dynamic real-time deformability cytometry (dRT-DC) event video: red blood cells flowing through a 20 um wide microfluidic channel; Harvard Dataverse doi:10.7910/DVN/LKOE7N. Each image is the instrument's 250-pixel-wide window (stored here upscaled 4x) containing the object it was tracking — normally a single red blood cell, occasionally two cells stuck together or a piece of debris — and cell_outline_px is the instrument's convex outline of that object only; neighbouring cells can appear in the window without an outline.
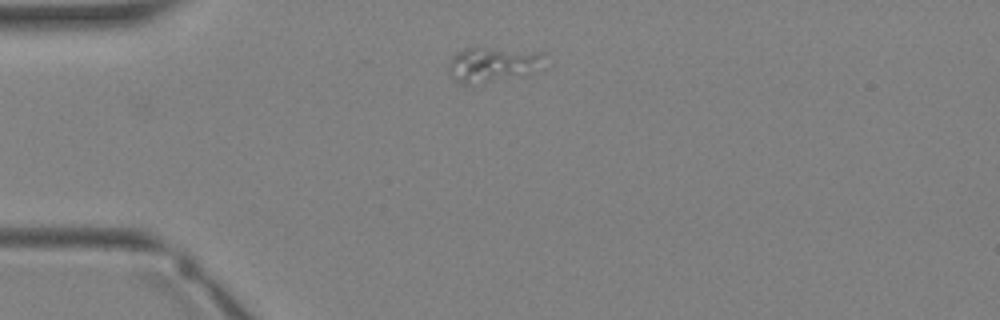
{"species": "Egyptian fruit bat (a non-hibernating species)", "species_latin": "Rousettus aegyptiacus", "temperature_condition": "warm", "stored_images_in_passage": 2, "camera_frame_rate_fps": 3000, "um_per_image_px": 0.085, "animal": {"sex": "female"}, "frame": {"image": 1, "passage_image": 2, "time_ms": 1.0, "image_size_px": [1000, 320], "cell_outline_px": [[548, 68], [540, 72], [468, 84], [464, 84], [456, 80], [448, 72], [448, 68], [452, 56], [468, 48], [480, 44], [544, 52]], "centroid_in_image_um": [42.04, 5.4], "position_along_channel_um": 43.0, "area_um2": 20.46}}